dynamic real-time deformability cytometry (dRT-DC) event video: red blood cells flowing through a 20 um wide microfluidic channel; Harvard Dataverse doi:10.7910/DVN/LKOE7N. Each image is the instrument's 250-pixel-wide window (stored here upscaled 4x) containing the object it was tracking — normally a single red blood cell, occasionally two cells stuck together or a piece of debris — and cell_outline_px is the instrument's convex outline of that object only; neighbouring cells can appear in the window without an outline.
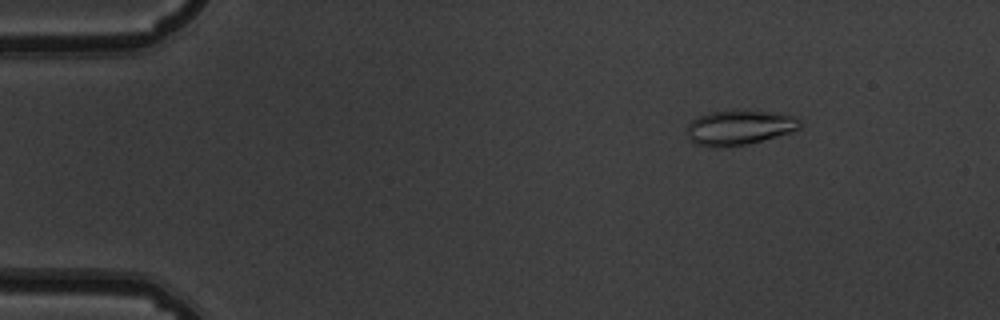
{"species": "common noctule bat (a hibernating species)", "species_latin": "Nyctalus noctula", "temperature_condition": "warm", "stored_images_in_passage": 53, "camera_frame_rate_fps": 3000, "um_per_image_px": 0.085, "animal": {"sex": "male", "body_mass_g": 19.5, "forearm_length_mm": 54.6}, "frame": {"image": 1, "passage_image": 7, "time_ms": 2.0, "image_size_px": [1000, 320], "cell_outline_px": [[804, 124], [800, 128], [788, 132], [748, 144], [728, 148], [708, 148], [696, 144], [688, 140], [688, 124], [692, 120], [708, 112], [732, 108], [768, 112], [792, 116], [800, 120]], "centroid_in_image_um": [62.78, 10.84], "position_along_channel_um": 22.2, "area_um2": 23.41}}
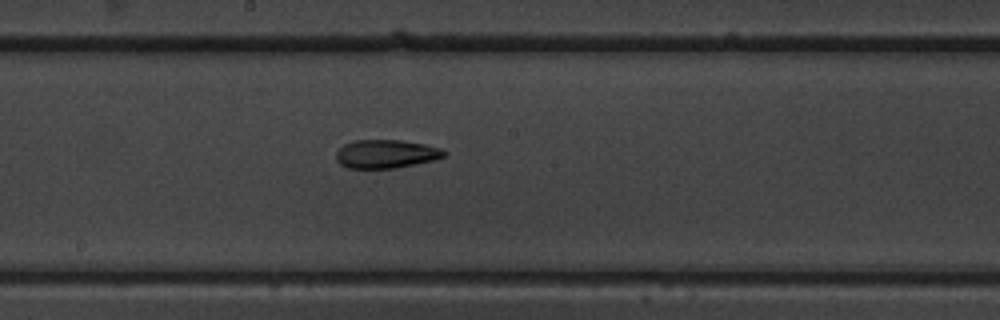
{"frame": {"image": 2, "passage_image": 29, "time_ms": 9.333, "image_size_px": [1000, 320], "cell_outline_px": [[448, 152], [444, 156], [432, 160], [396, 168], [348, 168], [340, 164], [336, 160], [336, 152], [344, 144], [352, 140], [400, 140], [424, 144], [440, 148]], "centroid_in_image_um": [32.78, 13.08], "position_along_channel_um": 215.4, "area_um2": 17.86}}
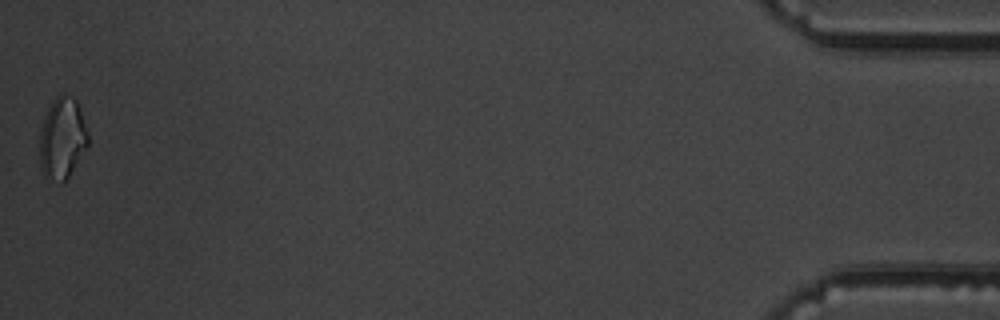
{"frame": {"image": 3, "passage_image": 53, "time_ms": 17.333, "image_size_px": [1000, 320], "cell_outline_px": [[88, 144], [68, 176], [64, 180], [44, 176], [40, 164], [40, 132], [48, 108], [52, 100], [60, 92], [64, 92], [72, 96], [76, 100], [88, 132]], "centroid_in_image_um": [5.29, 11.66], "position_along_channel_um": 429.9, "area_um2": 22.43}, "authors_computed_cell_mechanics": {"area_um2": 18.9584, "velocity_mm_per_s": 3.8217, "shape_relaxation_time_tau1_ms": 9.7883, "shape_relaxation_time_tau2_ms": 2.8286, "deformation_change_tau1": 0.232, "deformation_change_tau2": 0.0986}}